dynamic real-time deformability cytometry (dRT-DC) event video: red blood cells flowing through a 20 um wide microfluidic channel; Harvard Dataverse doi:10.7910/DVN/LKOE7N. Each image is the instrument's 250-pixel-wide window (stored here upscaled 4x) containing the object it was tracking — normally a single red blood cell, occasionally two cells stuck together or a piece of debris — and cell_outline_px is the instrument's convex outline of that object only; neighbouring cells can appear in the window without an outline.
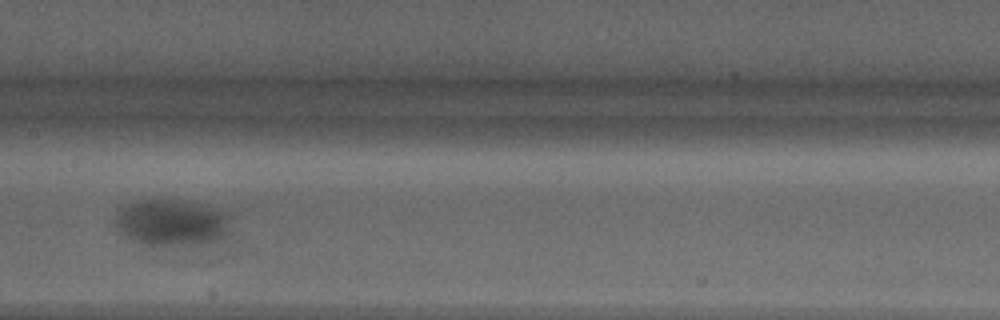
{"species": "Egyptian fruit bat (a non-hibernating species)", "species_latin": "Rousettus aegyptiacus", "temperature_condition": "warm", "stored_images_in_passage": 20, "camera_frame_rate_fps": 3000, "um_per_image_px": 0.085, "animal": {"sex": "male"}, "frame": {"image": 1, "passage_image": 12, "time_ms": 3.667, "image_size_px": [1000, 320], "cell_outline_px": [[228, 236], [216, 240], [200, 244], [148, 248], [120, 232], [116, 228], [116, 212], [120, 208], [128, 204], [144, 200], [172, 200], [228, 208]], "centroid_in_image_um": [14.62, 18.95], "position_along_channel_um": 192.8, "area_um2": 31.91}}